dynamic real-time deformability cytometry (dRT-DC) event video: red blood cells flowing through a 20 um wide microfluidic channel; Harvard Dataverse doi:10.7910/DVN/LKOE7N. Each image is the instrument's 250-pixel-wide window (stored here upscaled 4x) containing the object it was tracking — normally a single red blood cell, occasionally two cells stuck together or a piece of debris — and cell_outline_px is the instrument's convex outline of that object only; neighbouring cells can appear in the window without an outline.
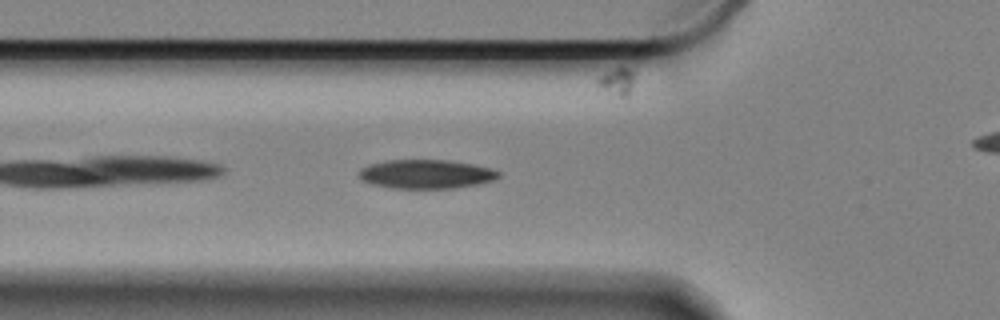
{"species": "Egyptian fruit bat (a non-hibernating species)", "species_latin": "Rousettus aegyptiacus", "temperature_condition": "cold", "stored_images_in_passage": 45, "camera_frame_rate_fps": 3000, "um_per_image_px": 0.085, "animal": {"sex": "female"}, "frame": {"image": 1, "passage_image": 4, "time_ms": 1.0, "image_size_px": [1000, 320], "cell_outline_px": [[500, 176], [492, 180], [476, 184], [452, 188], [392, 188], [372, 184], [360, 180], [360, 168], [368, 164], [388, 160], [448, 160], [472, 164], [488, 168], [500, 172]], "centroid_in_image_um": [36.17, 14.79], "position_along_channel_um": 89.6, "area_um2": 23.35}}
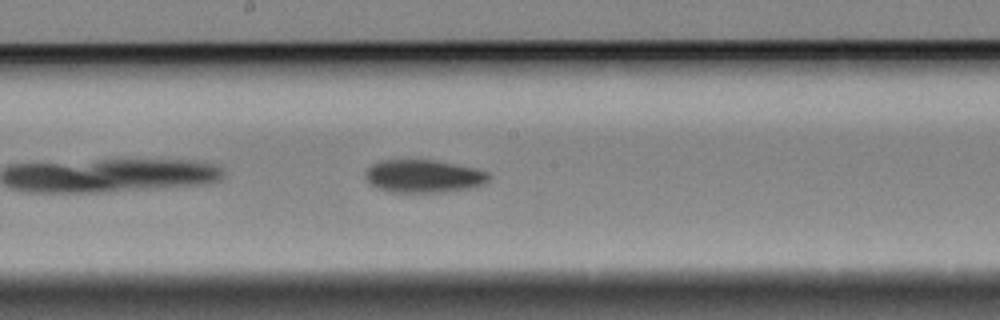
{"frame": {"image": 2, "passage_image": 15, "time_ms": 4.667, "image_size_px": [1000, 320], "cell_outline_px": [[492, 176], [484, 184], [476, 188], [444, 192], [392, 192], [376, 188], [368, 184], [364, 176], [364, 172], [372, 164], [380, 160], [432, 160], [476, 168], [488, 172]], "centroid_in_image_um": [36.01, 14.99], "position_along_channel_um": 212.2, "area_um2": 24.04}}
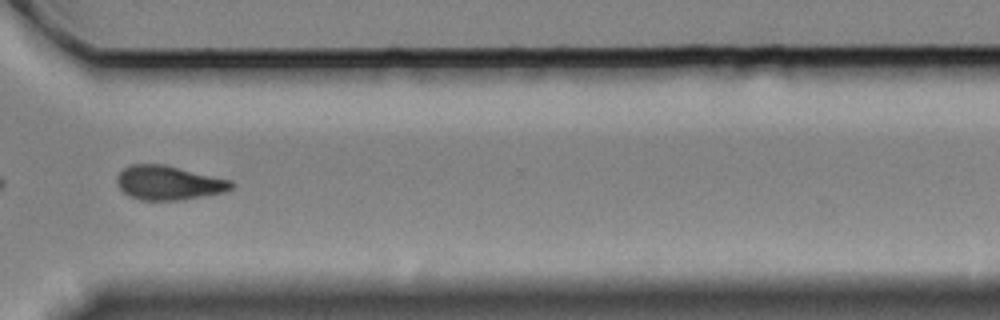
{"frame": {"image": 3, "passage_image": 28, "time_ms": 9.0, "image_size_px": [1000, 320], "cell_outline_px": [[236, 184], [232, 188], [224, 192], [204, 196], [180, 200], [140, 200], [128, 196], [116, 184], [116, 176], [124, 168], [132, 164], [164, 164], [232, 180]], "centroid_in_image_um": [14.34, 15.54], "position_along_channel_um": 356.3, "area_um2": 22.95}, "authors_computed_cell_mechanics": {"area_um2": 23.0044, "velocity_mm_per_s": 3.3172, "shape_relaxation_time_tau1_ms": 3.3249, "shape_relaxation_time_tau2_ms": null, "deformation_change_tau1": 0.1098, "deformation_change_tau2": null}}